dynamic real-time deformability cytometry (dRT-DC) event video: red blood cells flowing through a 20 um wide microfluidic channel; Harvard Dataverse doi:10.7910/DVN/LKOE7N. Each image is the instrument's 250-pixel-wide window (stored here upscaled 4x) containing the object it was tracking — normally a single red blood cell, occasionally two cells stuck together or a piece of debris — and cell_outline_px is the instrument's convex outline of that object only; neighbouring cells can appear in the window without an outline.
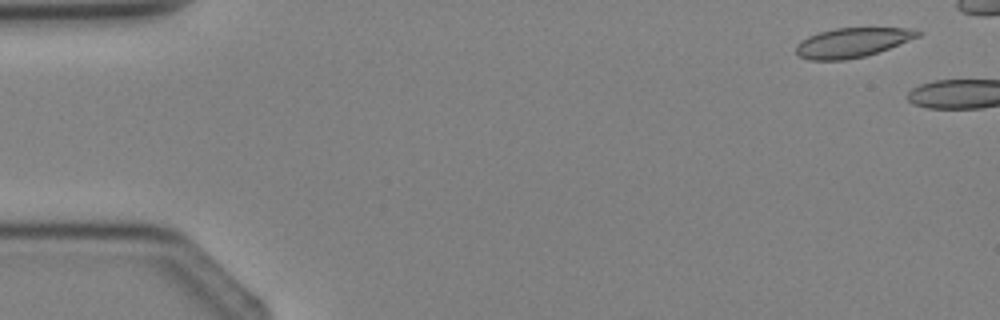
{"species": "Egyptian fruit bat (a non-hibernating species)", "species_latin": "Rousettus aegyptiacus", "temperature_condition": "cold", "stored_images_in_passage": 3, "camera_frame_rate_fps": 3000, "um_per_image_px": 0.085, "animal": {"sex": "female"}, "frame": {"image": 1, "passage_image": 1, "time_ms": 0.0, "image_size_px": [1000, 320], "cell_outline_px": [[924, 32], [920, 36], [888, 48], [864, 56], [844, 60], [808, 60], [800, 56], [796, 52], [796, 44], [800, 40], [808, 36], [820, 32], [836, 28], [912, 28]], "centroid_in_image_um": [72.43, 3.61], "position_along_channel_um": 12.6, "area_um2": 20.81}}